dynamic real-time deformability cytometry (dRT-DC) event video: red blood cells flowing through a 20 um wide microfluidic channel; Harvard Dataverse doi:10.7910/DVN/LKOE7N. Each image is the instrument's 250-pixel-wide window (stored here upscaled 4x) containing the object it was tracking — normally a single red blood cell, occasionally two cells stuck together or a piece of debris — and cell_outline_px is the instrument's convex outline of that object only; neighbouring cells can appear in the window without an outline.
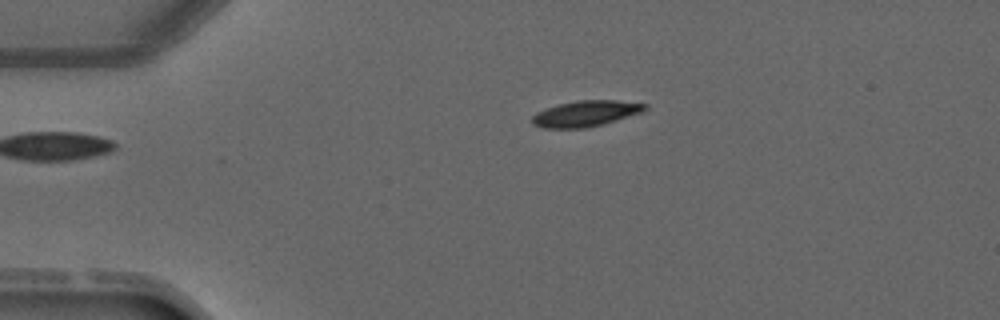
{"species": "common noctule bat (a hibernating species)", "species_latin": "Nyctalus noctula", "temperature_condition": "warm", "stored_images_in_passage": 2, "camera_frame_rate_fps": 3000, "um_per_image_px": 0.085, "animal": {"sex": "male", "forearm_length_mm": 52.5}, "frame": {"image": 1, "passage_image": 2, "time_ms": 1.333, "image_size_px": [1000, 320], "cell_outline_px": [[648, 108], [640, 112], [604, 124], [584, 128], [544, 128], [532, 124], [532, 116], [536, 112], [560, 104], [576, 100], [616, 100], [648, 104]], "centroid_in_image_um": [49.78, 9.65], "position_along_channel_um": 35.2, "area_um2": 16.88}}